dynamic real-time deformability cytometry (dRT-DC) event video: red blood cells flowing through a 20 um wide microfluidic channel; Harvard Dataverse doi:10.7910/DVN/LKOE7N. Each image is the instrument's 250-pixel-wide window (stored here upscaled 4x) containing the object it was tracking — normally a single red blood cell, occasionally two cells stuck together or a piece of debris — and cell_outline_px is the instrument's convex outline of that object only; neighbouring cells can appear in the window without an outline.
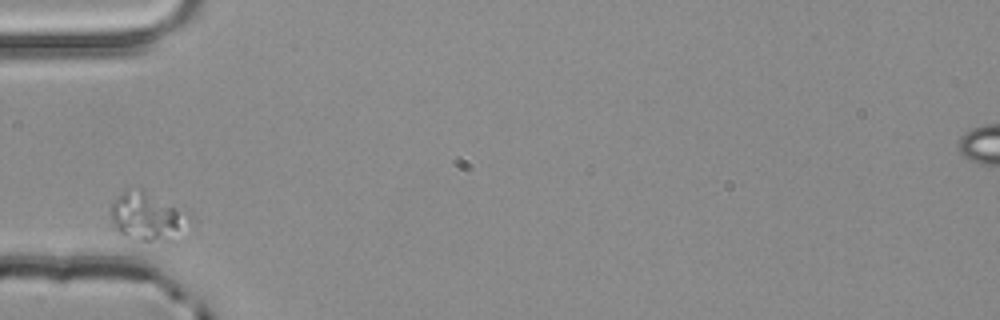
{"species": "common noctule bat (a hibernating species)", "species_latin": "Nyctalus noctula", "temperature_condition": "room temperature", "stored_images_in_passage": 1, "camera_frame_rate_fps": 3000, "um_per_image_px": 0.085, "animal": {"sex": "male", "body_mass_g": 20.4}, "frame": {"image": 1, "passage_image": 1, "time_ms": 0.0, "image_size_px": [1000, 320], "cell_outline_px": [[196, 220], [164, 240], [128, 240], [116, 232], [108, 212], [108, 208], [124, 188], [144, 188], [188, 208]], "centroid_in_image_um": [12.53, 18.31], "position_along_channel_um": 72.5, "area_um2": 23.52}}